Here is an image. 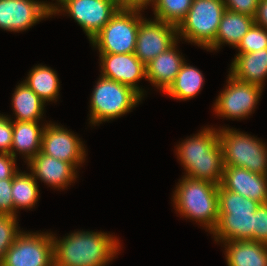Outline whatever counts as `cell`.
Instances as JSON below:
<instances>
[{
    "label": "cell",
    "instance_id": "obj_11",
    "mask_svg": "<svg viewBox=\"0 0 267 266\" xmlns=\"http://www.w3.org/2000/svg\"><path fill=\"white\" fill-rule=\"evenodd\" d=\"M226 88L220 92L214 103V111L227 119H244L254 111L258 104L263 87L241 82L230 74Z\"/></svg>",
    "mask_w": 267,
    "mask_h": 266
},
{
    "label": "cell",
    "instance_id": "obj_20",
    "mask_svg": "<svg viewBox=\"0 0 267 266\" xmlns=\"http://www.w3.org/2000/svg\"><path fill=\"white\" fill-rule=\"evenodd\" d=\"M224 243L228 266H267V245L253 240H229Z\"/></svg>",
    "mask_w": 267,
    "mask_h": 266
},
{
    "label": "cell",
    "instance_id": "obj_35",
    "mask_svg": "<svg viewBox=\"0 0 267 266\" xmlns=\"http://www.w3.org/2000/svg\"><path fill=\"white\" fill-rule=\"evenodd\" d=\"M153 2V3H152ZM155 3V0H118V5L121 9L130 10H142L147 7V5Z\"/></svg>",
    "mask_w": 267,
    "mask_h": 266
},
{
    "label": "cell",
    "instance_id": "obj_1",
    "mask_svg": "<svg viewBox=\"0 0 267 266\" xmlns=\"http://www.w3.org/2000/svg\"><path fill=\"white\" fill-rule=\"evenodd\" d=\"M52 239L54 266H105L121 247L105 232L76 231L60 240L52 234Z\"/></svg>",
    "mask_w": 267,
    "mask_h": 266
},
{
    "label": "cell",
    "instance_id": "obj_17",
    "mask_svg": "<svg viewBox=\"0 0 267 266\" xmlns=\"http://www.w3.org/2000/svg\"><path fill=\"white\" fill-rule=\"evenodd\" d=\"M27 165L34 179H39L58 190L67 188L77 178L76 168L71 163L50 157L41 151Z\"/></svg>",
    "mask_w": 267,
    "mask_h": 266
},
{
    "label": "cell",
    "instance_id": "obj_36",
    "mask_svg": "<svg viewBox=\"0 0 267 266\" xmlns=\"http://www.w3.org/2000/svg\"><path fill=\"white\" fill-rule=\"evenodd\" d=\"M254 23L267 29V0H259Z\"/></svg>",
    "mask_w": 267,
    "mask_h": 266
},
{
    "label": "cell",
    "instance_id": "obj_14",
    "mask_svg": "<svg viewBox=\"0 0 267 266\" xmlns=\"http://www.w3.org/2000/svg\"><path fill=\"white\" fill-rule=\"evenodd\" d=\"M41 152L50 157L71 163L76 169L85 160V147L77 136L64 127L45 124L42 134Z\"/></svg>",
    "mask_w": 267,
    "mask_h": 266
},
{
    "label": "cell",
    "instance_id": "obj_22",
    "mask_svg": "<svg viewBox=\"0 0 267 266\" xmlns=\"http://www.w3.org/2000/svg\"><path fill=\"white\" fill-rule=\"evenodd\" d=\"M253 24L254 17L226 10L220 20L215 40L206 49L218 50L223 43L236 48Z\"/></svg>",
    "mask_w": 267,
    "mask_h": 266
},
{
    "label": "cell",
    "instance_id": "obj_2",
    "mask_svg": "<svg viewBox=\"0 0 267 266\" xmlns=\"http://www.w3.org/2000/svg\"><path fill=\"white\" fill-rule=\"evenodd\" d=\"M176 152L186 171L184 176L221 184L224 163L217 129L204 128L181 142Z\"/></svg>",
    "mask_w": 267,
    "mask_h": 266
},
{
    "label": "cell",
    "instance_id": "obj_25",
    "mask_svg": "<svg viewBox=\"0 0 267 266\" xmlns=\"http://www.w3.org/2000/svg\"><path fill=\"white\" fill-rule=\"evenodd\" d=\"M23 82L45 103L57 101L60 82L56 71L44 65H37L30 70Z\"/></svg>",
    "mask_w": 267,
    "mask_h": 266
},
{
    "label": "cell",
    "instance_id": "obj_5",
    "mask_svg": "<svg viewBox=\"0 0 267 266\" xmlns=\"http://www.w3.org/2000/svg\"><path fill=\"white\" fill-rule=\"evenodd\" d=\"M90 99V123L116 119L133 109L142 97L129 86L100 76Z\"/></svg>",
    "mask_w": 267,
    "mask_h": 266
},
{
    "label": "cell",
    "instance_id": "obj_32",
    "mask_svg": "<svg viewBox=\"0 0 267 266\" xmlns=\"http://www.w3.org/2000/svg\"><path fill=\"white\" fill-rule=\"evenodd\" d=\"M13 136V121L0 114V153L11 154Z\"/></svg>",
    "mask_w": 267,
    "mask_h": 266
},
{
    "label": "cell",
    "instance_id": "obj_23",
    "mask_svg": "<svg viewBox=\"0 0 267 266\" xmlns=\"http://www.w3.org/2000/svg\"><path fill=\"white\" fill-rule=\"evenodd\" d=\"M12 97L16 121H40L45 102L24 82L16 86Z\"/></svg>",
    "mask_w": 267,
    "mask_h": 266
},
{
    "label": "cell",
    "instance_id": "obj_8",
    "mask_svg": "<svg viewBox=\"0 0 267 266\" xmlns=\"http://www.w3.org/2000/svg\"><path fill=\"white\" fill-rule=\"evenodd\" d=\"M140 13L119 8L90 43L99 54L134 53L139 25L144 19Z\"/></svg>",
    "mask_w": 267,
    "mask_h": 266
},
{
    "label": "cell",
    "instance_id": "obj_10",
    "mask_svg": "<svg viewBox=\"0 0 267 266\" xmlns=\"http://www.w3.org/2000/svg\"><path fill=\"white\" fill-rule=\"evenodd\" d=\"M52 233L21 232L0 266H54Z\"/></svg>",
    "mask_w": 267,
    "mask_h": 266
},
{
    "label": "cell",
    "instance_id": "obj_19",
    "mask_svg": "<svg viewBox=\"0 0 267 266\" xmlns=\"http://www.w3.org/2000/svg\"><path fill=\"white\" fill-rule=\"evenodd\" d=\"M236 55L231 63L229 74L241 82L263 87L264 80L267 78V48Z\"/></svg>",
    "mask_w": 267,
    "mask_h": 266
},
{
    "label": "cell",
    "instance_id": "obj_4",
    "mask_svg": "<svg viewBox=\"0 0 267 266\" xmlns=\"http://www.w3.org/2000/svg\"><path fill=\"white\" fill-rule=\"evenodd\" d=\"M176 186L172 198L176 211L183 217L199 222L211 233L219 218V185L184 176Z\"/></svg>",
    "mask_w": 267,
    "mask_h": 266
},
{
    "label": "cell",
    "instance_id": "obj_3",
    "mask_svg": "<svg viewBox=\"0 0 267 266\" xmlns=\"http://www.w3.org/2000/svg\"><path fill=\"white\" fill-rule=\"evenodd\" d=\"M219 218L213 234L216 242L254 241V213L260 203L241 194L218 187Z\"/></svg>",
    "mask_w": 267,
    "mask_h": 266
},
{
    "label": "cell",
    "instance_id": "obj_31",
    "mask_svg": "<svg viewBox=\"0 0 267 266\" xmlns=\"http://www.w3.org/2000/svg\"><path fill=\"white\" fill-rule=\"evenodd\" d=\"M12 179L0 180V214L14 216Z\"/></svg>",
    "mask_w": 267,
    "mask_h": 266
},
{
    "label": "cell",
    "instance_id": "obj_24",
    "mask_svg": "<svg viewBox=\"0 0 267 266\" xmlns=\"http://www.w3.org/2000/svg\"><path fill=\"white\" fill-rule=\"evenodd\" d=\"M204 84V77L199 69L184 62L174 81L163 92L178 100H188L195 97Z\"/></svg>",
    "mask_w": 267,
    "mask_h": 266
},
{
    "label": "cell",
    "instance_id": "obj_16",
    "mask_svg": "<svg viewBox=\"0 0 267 266\" xmlns=\"http://www.w3.org/2000/svg\"><path fill=\"white\" fill-rule=\"evenodd\" d=\"M221 185L226 190L241 194L260 204L267 203V175L241 167L224 166Z\"/></svg>",
    "mask_w": 267,
    "mask_h": 266
},
{
    "label": "cell",
    "instance_id": "obj_29",
    "mask_svg": "<svg viewBox=\"0 0 267 266\" xmlns=\"http://www.w3.org/2000/svg\"><path fill=\"white\" fill-rule=\"evenodd\" d=\"M236 48L239 50L238 53L256 52L267 48V29L254 23Z\"/></svg>",
    "mask_w": 267,
    "mask_h": 266
},
{
    "label": "cell",
    "instance_id": "obj_28",
    "mask_svg": "<svg viewBox=\"0 0 267 266\" xmlns=\"http://www.w3.org/2000/svg\"><path fill=\"white\" fill-rule=\"evenodd\" d=\"M18 227L16 216L0 214V264L7 250L12 246L16 237L22 232Z\"/></svg>",
    "mask_w": 267,
    "mask_h": 266
},
{
    "label": "cell",
    "instance_id": "obj_6",
    "mask_svg": "<svg viewBox=\"0 0 267 266\" xmlns=\"http://www.w3.org/2000/svg\"><path fill=\"white\" fill-rule=\"evenodd\" d=\"M218 135L224 166L267 175V146L263 141L229 127L218 129Z\"/></svg>",
    "mask_w": 267,
    "mask_h": 266
},
{
    "label": "cell",
    "instance_id": "obj_15",
    "mask_svg": "<svg viewBox=\"0 0 267 266\" xmlns=\"http://www.w3.org/2000/svg\"><path fill=\"white\" fill-rule=\"evenodd\" d=\"M101 75L129 86L141 97L144 91L137 82L146 77V65L134 53L126 54H99Z\"/></svg>",
    "mask_w": 267,
    "mask_h": 266
},
{
    "label": "cell",
    "instance_id": "obj_13",
    "mask_svg": "<svg viewBox=\"0 0 267 266\" xmlns=\"http://www.w3.org/2000/svg\"><path fill=\"white\" fill-rule=\"evenodd\" d=\"M52 4L35 0H0V29L24 31L51 17Z\"/></svg>",
    "mask_w": 267,
    "mask_h": 266
},
{
    "label": "cell",
    "instance_id": "obj_9",
    "mask_svg": "<svg viewBox=\"0 0 267 266\" xmlns=\"http://www.w3.org/2000/svg\"><path fill=\"white\" fill-rule=\"evenodd\" d=\"M52 15L66 12L83 29L91 41L120 8L118 0H57ZM61 4V5H59Z\"/></svg>",
    "mask_w": 267,
    "mask_h": 266
},
{
    "label": "cell",
    "instance_id": "obj_12",
    "mask_svg": "<svg viewBox=\"0 0 267 266\" xmlns=\"http://www.w3.org/2000/svg\"><path fill=\"white\" fill-rule=\"evenodd\" d=\"M177 27L157 19L140 22L134 54L145 65L178 42Z\"/></svg>",
    "mask_w": 267,
    "mask_h": 266
},
{
    "label": "cell",
    "instance_id": "obj_18",
    "mask_svg": "<svg viewBox=\"0 0 267 266\" xmlns=\"http://www.w3.org/2000/svg\"><path fill=\"white\" fill-rule=\"evenodd\" d=\"M177 42L146 64V79L163 92L174 81L185 59L176 48ZM178 51V52H177Z\"/></svg>",
    "mask_w": 267,
    "mask_h": 266
},
{
    "label": "cell",
    "instance_id": "obj_33",
    "mask_svg": "<svg viewBox=\"0 0 267 266\" xmlns=\"http://www.w3.org/2000/svg\"><path fill=\"white\" fill-rule=\"evenodd\" d=\"M226 10L255 17L259 0H223Z\"/></svg>",
    "mask_w": 267,
    "mask_h": 266
},
{
    "label": "cell",
    "instance_id": "obj_30",
    "mask_svg": "<svg viewBox=\"0 0 267 266\" xmlns=\"http://www.w3.org/2000/svg\"><path fill=\"white\" fill-rule=\"evenodd\" d=\"M254 241L267 245V203L260 204L254 213Z\"/></svg>",
    "mask_w": 267,
    "mask_h": 266
},
{
    "label": "cell",
    "instance_id": "obj_26",
    "mask_svg": "<svg viewBox=\"0 0 267 266\" xmlns=\"http://www.w3.org/2000/svg\"><path fill=\"white\" fill-rule=\"evenodd\" d=\"M38 182L30 173L17 172L12 179V199L14 204V216L20 208H33L39 199Z\"/></svg>",
    "mask_w": 267,
    "mask_h": 266
},
{
    "label": "cell",
    "instance_id": "obj_34",
    "mask_svg": "<svg viewBox=\"0 0 267 266\" xmlns=\"http://www.w3.org/2000/svg\"><path fill=\"white\" fill-rule=\"evenodd\" d=\"M18 171L16 158L8 153H0V180L13 179Z\"/></svg>",
    "mask_w": 267,
    "mask_h": 266
},
{
    "label": "cell",
    "instance_id": "obj_21",
    "mask_svg": "<svg viewBox=\"0 0 267 266\" xmlns=\"http://www.w3.org/2000/svg\"><path fill=\"white\" fill-rule=\"evenodd\" d=\"M39 121L13 120L11 155L17 157L19 152L28 163L41 151L42 134L45 125L40 128Z\"/></svg>",
    "mask_w": 267,
    "mask_h": 266
},
{
    "label": "cell",
    "instance_id": "obj_27",
    "mask_svg": "<svg viewBox=\"0 0 267 266\" xmlns=\"http://www.w3.org/2000/svg\"><path fill=\"white\" fill-rule=\"evenodd\" d=\"M192 3L193 0H155L154 18L178 27Z\"/></svg>",
    "mask_w": 267,
    "mask_h": 266
},
{
    "label": "cell",
    "instance_id": "obj_7",
    "mask_svg": "<svg viewBox=\"0 0 267 266\" xmlns=\"http://www.w3.org/2000/svg\"><path fill=\"white\" fill-rule=\"evenodd\" d=\"M226 7L223 0H193L177 27L178 38L206 49L216 37ZM180 36V37H179Z\"/></svg>",
    "mask_w": 267,
    "mask_h": 266
}]
</instances>
